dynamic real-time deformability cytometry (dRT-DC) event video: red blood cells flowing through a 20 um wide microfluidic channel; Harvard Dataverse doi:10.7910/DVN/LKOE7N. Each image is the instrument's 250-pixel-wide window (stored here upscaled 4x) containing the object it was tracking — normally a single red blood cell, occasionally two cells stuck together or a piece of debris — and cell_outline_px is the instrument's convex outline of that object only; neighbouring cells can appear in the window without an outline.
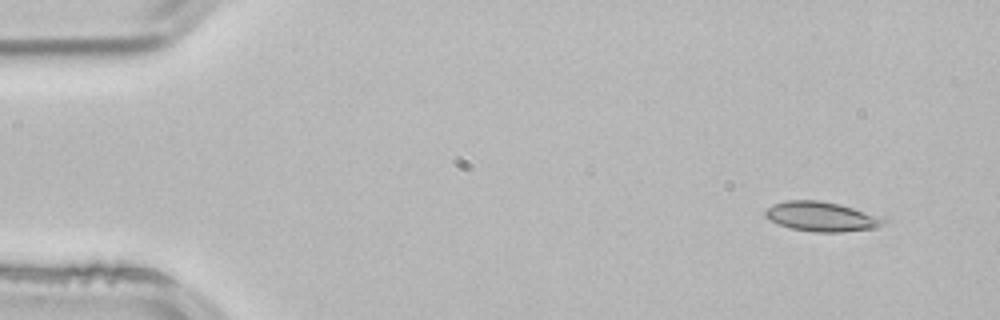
{"species": "common noctule bat (a hibernating species)", "species_latin": "Nyctalus noctula", "temperature_condition": "room temperature", "stored_images_in_passage": 5, "segment_of_instrument_passage": [2, 2], "camera_frame_rate_fps": 3000, "um_per_image_px": 0.085, "animal": {"sex": "male", "body_mass_g": 21.5, "forearm_length_mm": 52.0}, "frame": {"image": 1, "passage_image": 5, "time_ms": 1.333, "image_size_px": [1000, 320], "cell_outline_px": [[888, 220], [884, 224], [876, 228], [840, 232], [812, 232], [792, 228], [768, 220], [764, 216], [764, 212], [772, 204], [788, 200], [820, 200], [840, 204], [884, 216]], "centroid_in_image_um": [69.88, 18.4], "position_along_channel_um": 15.1, "area_um2": 20.75}}